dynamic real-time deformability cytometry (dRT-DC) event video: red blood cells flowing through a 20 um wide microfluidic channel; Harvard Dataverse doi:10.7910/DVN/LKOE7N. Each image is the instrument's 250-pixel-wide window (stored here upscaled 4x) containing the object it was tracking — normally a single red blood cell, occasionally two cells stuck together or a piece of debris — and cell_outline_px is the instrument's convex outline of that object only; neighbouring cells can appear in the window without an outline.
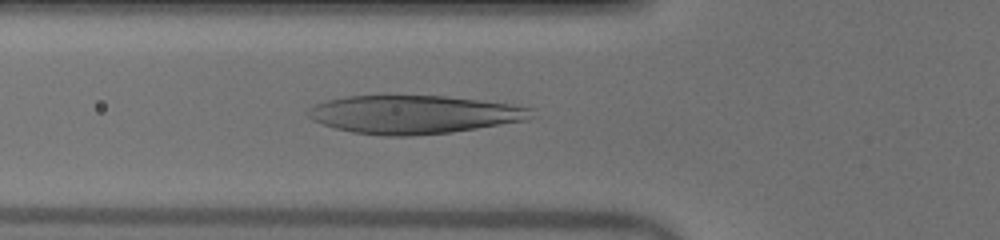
{"species": "human", "species_latin": "Homo sapiens", "temperature_condition": "warm", "stored_images_in_passage": 47, "camera_frame_rate_fps": 3000, "um_per_image_px": 0.085, "donor": {"sex": "male"}, "frame": {"image": 1, "passage_image": 15, "time_ms": 4.667, "image_size_px": [1000, 240], "cell_outline_px": [[532, 108], [528, 120], [452, 132], [412, 136], [380, 136], [352, 132], [336, 128], [312, 120], [304, 112], [308, 108], [316, 104], [328, 100], [344, 96], [444, 96], [508, 104]], "centroid_in_image_um": [35.1, 9.74], "position_along_channel_um": 90.7, "area_um2": 49.53}}
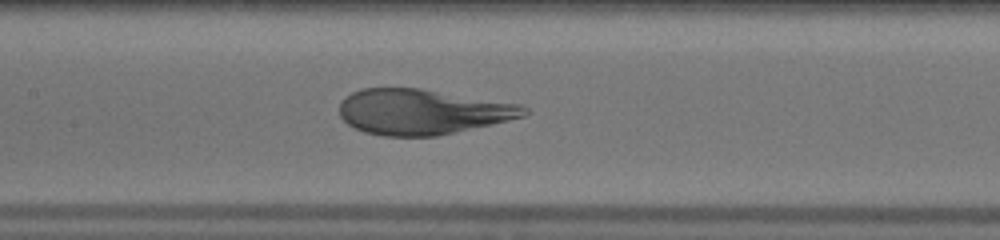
{"frame": {"image": 2, "passage_image": 21, "time_ms": 6.667, "image_size_px": [1000, 240], "cell_outline_px": [[528, 112], [524, 116], [492, 124], [436, 136], [384, 136], [364, 132], [348, 124], [340, 116], [340, 100], [344, 96], [360, 88], [420, 88], [520, 104], [528, 108]], "centroid_in_image_um": [35.86, 9.49], "position_along_channel_um": 171.5, "area_um2": 48.73}}
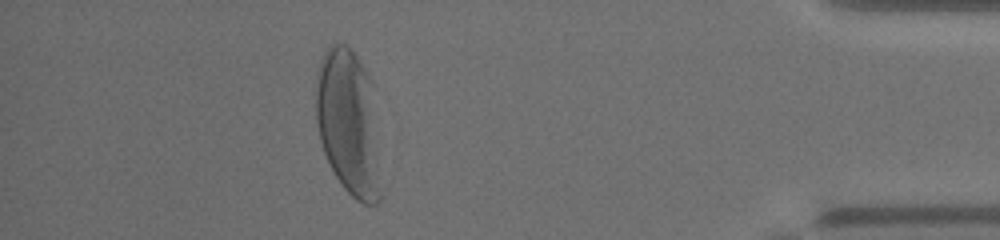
{"frame": {"image": 3, "passage_image": 42, "time_ms": 13.667, "image_size_px": [1000, 240], "cell_outline_px": [[380, 200], [376, 204], [364, 204], [356, 200], [344, 188], [336, 176], [324, 152], [320, 140], [316, 124], [316, 72], [320, 60], [324, 52], [332, 44], [344, 44], [356, 56], [368, 72], [372, 80], [380, 196]], "centroid_in_image_um": [29.59, 10.39], "position_along_channel_um": 405.6, "area_um2": 54.62}}